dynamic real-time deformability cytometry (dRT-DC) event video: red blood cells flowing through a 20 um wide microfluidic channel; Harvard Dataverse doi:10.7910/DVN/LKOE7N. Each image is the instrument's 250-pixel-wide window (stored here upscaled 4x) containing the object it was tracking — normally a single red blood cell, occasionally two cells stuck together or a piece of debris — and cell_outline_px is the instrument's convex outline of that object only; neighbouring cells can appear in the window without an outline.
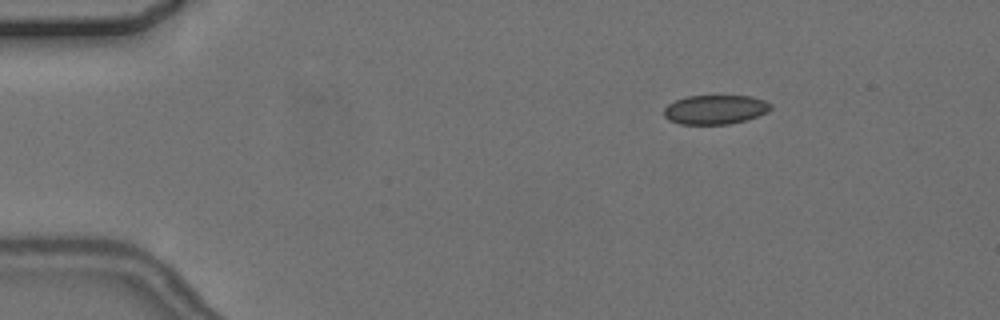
{"species": "common noctule bat (a hibernating species)", "species_latin": "Nyctalus noctula", "temperature_condition": "cold", "stored_images_in_passage": 5, "camera_frame_rate_fps": 3000, "um_per_image_px": 0.085, "animal": {"sex": "female", "body_mass_g": 24.6, "forearm_length_mm": 56.2}, "frame": {"image": 1, "passage_image": 1, "time_ms": 0.0, "image_size_px": [1000, 320], "cell_outline_px": [[772, 108], [768, 112], [744, 120], [728, 124], [680, 124], [668, 120], [664, 116], [664, 108], [668, 104], [676, 100], [688, 96], [752, 96], [764, 100], [772, 104]], "centroid_in_image_um": [60.79, 9.31], "position_along_channel_um": 24.2, "area_um2": 18.15}}
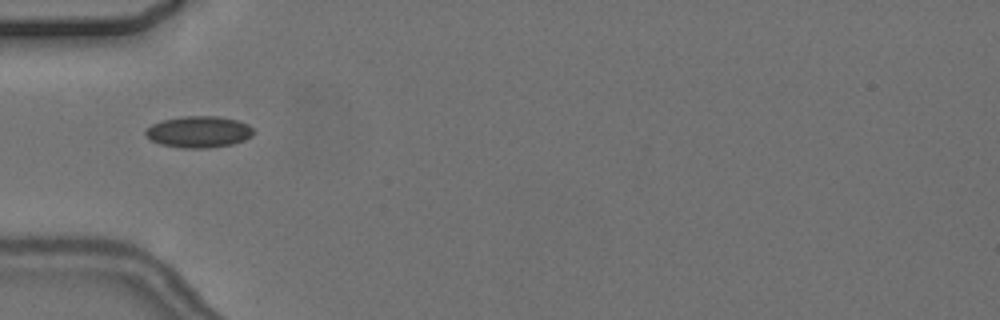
{"frame": {"image": 2, "passage_image": 4, "time_ms": 3.333, "image_size_px": [1000, 320], "cell_outline_px": [[256, 132], [252, 136], [244, 140], [232, 144], [208, 148], [180, 148], [160, 144], [152, 140], [144, 132], [152, 124], [164, 120], [184, 116], [220, 116], [236, 120], [248, 124]], "centroid_in_image_um": [16.93, 11.21], "position_along_channel_um": 68.1, "area_um2": 19.77}}
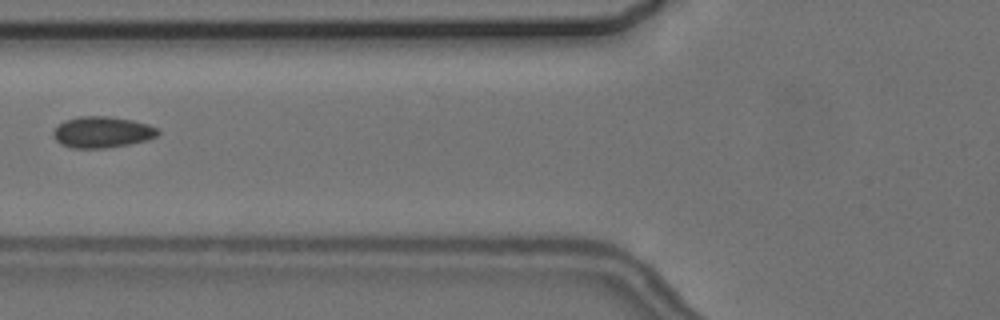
{"frame": {"image": 3, "passage_image": 5, "time_ms": 4.667, "image_size_px": [1000, 320], "cell_outline_px": [[160, 132], [156, 136], [148, 140], [108, 148], [72, 148], [60, 144], [56, 140], [52, 132], [64, 120], [80, 116], [108, 116], [132, 120], [148, 124], [156, 128]], "centroid_in_image_um": [8.68, 11.23], "position_along_channel_um": 117.1, "area_um2": 19.02}}